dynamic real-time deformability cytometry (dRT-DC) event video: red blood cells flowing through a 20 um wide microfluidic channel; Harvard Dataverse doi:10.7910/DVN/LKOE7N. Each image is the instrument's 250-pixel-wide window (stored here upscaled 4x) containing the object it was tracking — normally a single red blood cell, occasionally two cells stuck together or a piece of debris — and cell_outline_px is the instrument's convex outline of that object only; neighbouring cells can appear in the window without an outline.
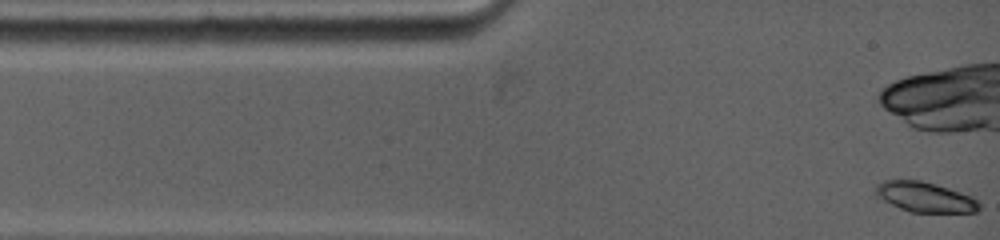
{"species": "common noctule bat (a hibernating species)", "species_latin": "Nyctalus noctula", "temperature_condition": "warm", "stored_images_in_passage": 9, "camera_frame_rate_fps": 5000, "um_per_image_px": 0.085, "animal": {"sex": "female", "body_mass_g": 19.0, "forearm_length_mm": 53.3}, "frame": {"image": 1, "passage_image": 1, "time_ms": 0.0, "image_size_px": [1000, 240], "cell_outline_px": [[980, 208], [976, 212], [908, 212], [876, 196], [876, 184], [884, 180], [920, 180], [936, 184], [972, 196], [980, 204]], "centroid_in_image_um": [78.62, 16.75], "position_along_channel_um": 6.4, "area_um2": 18.03}}